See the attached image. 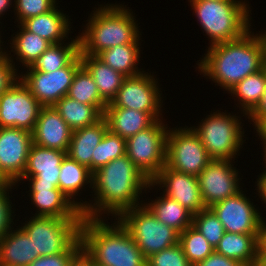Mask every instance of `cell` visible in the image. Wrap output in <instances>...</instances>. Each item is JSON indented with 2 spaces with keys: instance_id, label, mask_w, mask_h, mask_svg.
I'll return each mask as SVG.
<instances>
[{
  "instance_id": "38",
  "label": "cell",
  "mask_w": 266,
  "mask_h": 266,
  "mask_svg": "<svg viewBox=\"0 0 266 266\" xmlns=\"http://www.w3.org/2000/svg\"><path fill=\"white\" fill-rule=\"evenodd\" d=\"M59 0H15L14 23L21 24L28 18L38 16L40 14L53 10ZM17 22V23H16Z\"/></svg>"
},
{
  "instance_id": "30",
  "label": "cell",
  "mask_w": 266,
  "mask_h": 266,
  "mask_svg": "<svg viewBox=\"0 0 266 266\" xmlns=\"http://www.w3.org/2000/svg\"><path fill=\"white\" fill-rule=\"evenodd\" d=\"M266 90V65L256 73L250 74L231 88L227 95L234 100L233 109L246 114L247 116L260 103ZM237 107H236V106Z\"/></svg>"
},
{
  "instance_id": "25",
  "label": "cell",
  "mask_w": 266,
  "mask_h": 266,
  "mask_svg": "<svg viewBox=\"0 0 266 266\" xmlns=\"http://www.w3.org/2000/svg\"><path fill=\"white\" fill-rule=\"evenodd\" d=\"M150 189L154 190L156 196L155 193L152 194L154 196L150 195L149 197L148 195L147 198L144 195L143 204L160 222L173 228L179 234L192 225L193 214L189 210L178 201L164 195L160 190L158 191V188L152 182H150ZM157 193L160 195L157 196ZM151 197L155 198L151 199Z\"/></svg>"
},
{
  "instance_id": "3",
  "label": "cell",
  "mask_w": 266,
  "mask_h": 266,
  "mask_svg": "<svg viewBox=\"0 0 266 266\" xmlns=\"http://www.w3.org/2000/svg\"><path fill=\"white\" fill-rule=\"evenodd\" d=\"M80 240L83 252L96 266H147V259L117 218L83 217Z\"/></svg>"
},
{
  "instance_id": "23",
  "label": "cell",
  "mask_w": 266,
  "mask_h": 266,
  "mask_svg": "<svg viewBox=\"0 0 266 266\" xmlns=\"http://www.w3.org/2000/svg\"><path fill=\"white\" fill-rule=\"evenodd\" d=\"M58 188L82 211L89 204L91 198L92 172L66 155L61 162ZM86 190L90 192L84 198L82 194L84 196V192L87 193ZM87 196L90 198L87 199Z\"/></svg>"
},
{
  "instance_id": "50",
  "label": "cell",
  "mask_w": 266,
  "mask_h": 266,
  "mask_svg": "<svg viewBox=\"0 0 266 266\" xmlns=\"http://www.w3.org/2000/svg\"><path fill=\"white\" fill-rule=\"evenodd\" d=\"M258 139H259V140H258ZM257 140L260 141V142H259V146L262 147V148L259 147L258 149H263V150H260V152L262 151V152H261V155H262V156L260 155V157H261L260 161L263 159L262 161H263L264 163L262 162V166H264V167H262V169H261V167H260V170H265V171H266V137H257ZM260 144H261L262 146H261ZM263 164H264V165H263Z\"/></svg>"
},
{
  "instance_id": "41",
  "label": "cell",
  "mask_w": 266,
  "mask_h": 266,
  "mask_svg": "<svg viewBox=\"0 0 266 266\" xmlns=\"http://www.w3.org/2000/svg\"><path fill=\"white\" fill-rule=\"evenodd\" d=\"M82 250L80 237L61 254L39 256L29 266H69L74 257Z\"/></svg>"
},
{
  "instance_id": "55",
  "label": "cell",
  "mask_w": 266,
  "mask_h": 266,
  "mask_svg": "<svg viewBox=\"0 0 266 266\" xmlns=\"http://www.w3.org/2000/svg\"><path fill=\"white\" fill-rule=\"evenodd\" d=\"M4 44V40L3 39H0V55L3 53V45Z\"/></svg>"
},
{
  "instance_id": "37",
  "label": "cell",
  "mask_w": 266,
  "mask_h": 266,
  "mask_svg": "<svg viewBox=\"0 0 266 266\" xmlns=\"http://www.w3.org/2000/svg\"><path fill=\"white\" fill-rule=\"evenodd\" d=\"M192 226L197 229L215 249L225 233L223 224L210 208L193 215Z\"/></svg>"
},
{
  "instance_id": "4",
  "label": "cell",
  "mask_w": 266,
  "mask_h": 266,
  "mask_svg": "<svg viewBox=\"0 0 266 266\" xmlns=\"http://www.w3.org/2000/svg\"><path fill=\"white\" fill-rule=\"evenodd\" d=\"M97 5L78 32L80 55L98 56L116 45L134 43L142 35L137 15L128 4L116 1Z\"/></svg>"
},
{
  "instance_id": "16",
  "label": "cell",
  "mask_w": 266,
  "mask_h": 266,
  "mask_svg": "<svg viewBox=\"0 0 266 266\" xmlns=\"http://www.w3.org/2000/svg\"><path fill=\"white\" fill-rule=\"evenodd\" d=\"M32 143V132L0 127V170L13 184L23 176Z\"/></svg>"
},
{
  "instance_id": "45",
  "label": "cell",
  "mask_w": 266,
  "mask_h": 266,
  "mask_svg": "<svg viewBox=\"0 0 266 266\" xmlns=\"http://www.w3.org/2000/svg\"><path fill=\"white\" fill-rule=\"evenodd\" d=\"M266 114V90L262 96L260 103L257 107L248 115V127H251L262 115Z\"/></svg>"
},
{
  "instance_id": "36",
  "label": "cell",
  "mask_w": 266,
  "mask_h": 266,
  "mask_svg": "<svg viewBox=\"0 0 266 266\" xmlns=\"http://www.w3.org/2000/svg\"><path fill=\"white\" fill-rule=\"evenodd\" d=\"M126 154V139L106 131L103 139L97 145L92 155V173L110 161Z\"/></svg>"
},
{
  "instance_id": "19",
  "label": "cell",
  "mask_w": 266,
  "mask_h": 266,
  "mask_svg": "<svg viewBox=\"0 0 266 266\" xmlns=\"http://www.w3.org/2000/svg\"><path fill=\"white\" fill-rule=\"evenodd\" d=\"M66 152L31 144L23 176L15 183L27 185H55L58 188L61 162ZM28 182V183H25ZM22 183V184H21ZM20 184V185H19Z\"/></svg>"
},
{
  "instance_id": "35",
  "label": "cell",
  "mask_w": 266,
  "mask_h": 266,
  "mask_svg": "<svg viewBox=\"0 0 266 266\" xmlns=\"http://www.w3.org/2000/svg\"><path fill=\"white\" fill-rule=\"evenodd\" d=\"M179 244L192 266L205 260L215 251L206 238L192 225L179 234Z\"/></svg>"
},
{
  "instance_id": "24",
  "label": "cell",
  "mask_w": 266,
  "mask_h": 266,
  "mask_svg": "<svg viewBox=\"0 0 266 266\" xmlns=\"http://www.w3.org/2000/svg\"><path fill=\"white\" fill-rule=\"evenodd\" d=\"M164 115L165 113H146L117 106H106L103 117L112 133L127 139L150 127L156 120L165 118Z\"/></svg>"
},
{
  "instance_id": "48",
  "label": "cell",
  "mask_w": 266,
  "mask_h": 266,
  "mask_svg": "<svg viewBox=\"0 0 266 266\" xmlns=\"http://www.w3.org/2000/svg\"><path fill=\"white\" fill-rule=\"evenodd\" d=\"M69 266H96L95 263L81 250Z\"/></svg>"
},
{
  "instance_id": "21",
  "label": "cell",
  "mask_w": 266,
  "mask_h": 266,
  "mask_svg": "<svg viewBox=\"0 0 266 266\" xmlns=\"http://www.w3.org/2000/svg\"><path fill=\"white\" fill-rule=\"evenodd\" d=\"M14 26H16L14 27L15 30L10 29L12 30L11 38L7 43L4 41L3 52L7 54L16 70L20 72L28 68L51 43L41 36L29 32L21 24H16Z\"/></svg>"
},
{
  "instance_id": "49",
  "label": "cell",
  "mask_w": 266,
  "mask_h": 266,
  "mask_svg": "<svg viewBox=\"0 0 266 266\" xmlns=\"http://www.w3.org/2000/svg\"><path fill=\"white\" fill-rule=\"evenodd\" d=\"M255 137H266V114L262 115L253 125Z\"/></svg>"
},
{
  "instance_id": "51",
  "label": "cell",
  "mask_w": 266,
  "mask_h": 266,
  "mask_svg": "<svg viewBox=\"0 0 266 266\" xmlns=\"http://www.w3.org/2000/svg\"><path fill=\"white\" fill-rule=\"evenodd\" d=\"M12 185L13 183L0 170V190L5 189V188H10Z\"/></svg>"
},
{
  "instance_id": "47",
  "label": "cell",
  "mask_w": 266,
  "mask_h": 266,
  "mask_svg": "<svg viewBox=\"0 0 266 266\" xmlns=\"http://www.w3.org/2000/svg\"><path fill=\"white\" fill-rule=\"evenodd\" d=\"M266 216L263 215L260 222V230H259V254H266Z\"/></svg>"
},
{
  "instance_id": "42",
  "label": "cell",
  "mask_w": 266,
  "mask_h": 266,
  "mask_svg": "<svg viewBox=\"0 0 266 266\" xmlns=\"http://www.w3.org/2000/svg\"><path fill=\"white\" fill-rule=\"evenodd\" d=\"M19 79V72L6 53L0 55V95L8 91Z\"/></svg>"
},
{
  "instance_id": "32",
  "label": "cell",
  "mask_w": 266,
  "mask_h": 266,
  "mask_svg": "<svg viewBox=\"0 0 266 266\" xmlns=\"http://www.w3.org/2000/svg\"><path fill=\"white\" fill-rule=\"evenodd\" d=\"M80 59L82 66L93 77L100 96L107 103L112 102L125 76L107 65L97 55H80Z\"/></svg>"
},
{
  "instance_id": "52",
  "label": "cell",
  "mask_w": 266,
  "mask_h": 266,
  "mask_svg": "<svg viewBox=\"0 0 266 266\" xmlns=\"http://www.w3.org/2000/svg\"><path fill=\"white\" fill-rule=\"evenodd\" d=\"M257 266H266V254H259Z\"/></svg>"
},
{
  "instance_id": "46",
  "label": "cell",
  "mask_w": 266,
  "mask_h": 266,
  "mask_svg": "<svg viewBox=\"0 0 266 266\" xmlns=\"http://www.w3.org/2000/svg\"><path fill=\"white\" fill-rule=\"evenodd\" d=\"M12 9V10H11ZM15 0H0V24L4 25L1 21L6 19L7 14L9 18V13H14ZM11 11V12H10ZM8 12V13H7Z\"/></svg>"
},
{
  "instance_id": "27",
  "label": "cell",
  "mask_w": 266,
  "mask_h": 266,
  "mask_svg": "<svg viewBox=\"0 0 266 266\" xmlns=\"http://www.w3.org/2000/svg\"><path fill=\"white\" fill-rule=\"evenodd\" d=\"M34 260L33 241L16 224L0 239V264L3 266H29Z\"/></svg>"
},
{
  "instance_id": "11",
  "label": "cell",
  "mask_w": 266,
  "mask_h": 266,
  "mask_svg": "<svg viewBox=\"0 0 266 266\" xmlns=\"http://www.w3.org/2000/svg\"><path fill=\"white\" fill-rule=\"evenodd\" d=\"M154 74L156 72L147 69L136 76L125 77L116 97L107 106L146 113H164L166 96H163L162 92L165 93V90L161 87L162 84L157 74Z\"/></svg>"
},
{
  "instance_id": "26",
  "label": "cell",
  "mask_w": 266,
  "mask_h": 266,
  "mask_svg": "<svg viewBox=\"0 0 266 266\" xmlns=\"http://www.w3.org/2000/svg\"><path fill=\"white\" fill-rule=\"evenodd\" d=\"M107 130L108 124L104 117L93 125L73 130L66 155L92 172L93 151Z\"/></svg>"
},
{
  "instance_id": "28",
  "label": "cell",
  "mask_w": 266,
  "mask_h": 266,
  "mask_svg": "<svg viewBox=\"0 0 266 266\" xmlns=\"http://www.w3.org/2000/svg\"><path fill=\"white\" fill-rule=\"evenodd\" d=\"M142 37L141 35L134 43L116 45L115 47L104 50L98 57L125 77L136 76L145 71V68L140 64V61L144 60L141 59L144 48L142 47L144 44H141L144 41Z\"/></svg>"
},
{
  "instance_id": "1",
  "label": "cell",
  "mask_w": 266,
  "mask_h": 266,
  "mask_svg": "<svg viewBox=\"0 0 266 266\" xmlns=\"http://www.w3.org/2000/svg\"><path fill=\"white\" fill-rule=\"evenodd\" d=\"M150 182L125 154L92 173L91 199L81 213L85 218H118L143 204V195L154 193Z\"/></svg>"
},
{
  "instance_id": "15",
  "label": "cell",
  "mask_w": 266,
  "mask_h": 266,
  "mask_svg": "<svg viewBox=\"0 0 266 266\" xmlns=\"http://www.w3.org/2000/svg\"><path fill=\"white\" fill-rule=\"evenodd\" d=\"M42 107L18 79L8 91L0 95V127L21 128L33 132Z\"/></svg>"
},
{
  "instance_id": "40",
  "label": "cell",
  "mask_w": 266,
  "mask_h": 266,
  "mask_svg": "<svg viewBox=\"0 0 266 266\" xmlns=\"http://www.w3.org/2000/svg\"><path fill=\"white\" fill-rule=\"evenodd\" d=\"M147 266H192L178 243L147 258Z\"/></svg>"
},
{
  "instance_id": "44",
  "label": "cell",
  "mask_w": 266,
  "mask_h": 266,
  "mask_svg": "<svg viewBox=\"0 0 266 266\" xmlns=\"http://www.w3.org/2000/svg\"><path fill=\"white\" fill-rule=\"evenodd\" d=\"M262 172L259 173L257 176L255 175L256 178V181H255V187L253 186L254 191L256 190V193L254 192L253 194L255 196H252L254 197L253 199H255L257 196L258 198L255 199V201L257 200L258 203L259 202V198H260V201H261V204L264 206L263 210H260L261 211V214L263 215V212L264 210L266 211V171L265 170H261ZM257 186V187H256Z\"/></svg>"
},
{
  "instance_id": "14",
  "label": "cell",
  "mask_w": 266,
  "mask_h": 266,
  "mask_svg": "<svg viewBox=\"0 0 266 266\" xmlns=\"http://www.w3.org/2000/svg\"><path fill=\"white\" fill-rule=\"evenodd\" d=\"M81 66L79 53L66 67L49 73L20 71L19 79L42 106H53L67 95L73 77Z\"/></svg>"
},
{
  "instance_id": "6",
  "label": "cell",
  "mask_w": 266,
  "mask_h": 266,
  "mask_svg": "<svg viewBox=\"0 0 266 266\" xmlns=\"http://www.w3.org/2000/svg\"><path fill=\"white\" fill-rule=\"evenodd\" d=\"M219 109L215 108L209 114L206 112L202 120L196 121L198 124L189 125L202 141L211 159L238 161L242 149L243 152L245 150L243 145L248 143L245 142L246 139L249 140L245 134L247 129H244L248 116L239 110L230 113L226 109ZM243 116L245 120L242 119Z\"/></svg>"
},
{
  "instance_id": "20",
  "label": "cell",
  "mask_w": 266,
  "mask_h": 266,
  "mask_svg": "<svg viewBox=\"0 0 266 266\" xmlns=\"http://www.w3.org/2000/svg\"><path fill=\"white\" fill-rule=\"evenodd\" d=\"M72 131L54 106H43L32 132L33 143L67 152Z\"/></svg>"
},
{
  "instance_id": "18",
  "label": "cell",
  "mask_w": 266,
  "mask_h": 266,
  "mask_svg": "<svg viewBox=\"0 0 266 266\" xmlns=\"http://www.w3.org/2000/svg\"><path fill=\"white\" fill-rule=\"evenodd\" d=\"M26 186V187H25ZM24 198L29 197L31 216L60 217V218H83L81 210L55 185H22ZM29 190H28V188ZM23 190H26L24 193ZM28 190V191H27ZM31 202V203H30ZM32 206V208H31Z\"/></svg>"
},
{
  "instance_id": "17",
  "label": "cell",
  "mask_w": 266,
  "mask_h": 266,
  "mask_svg": "<svg viewBox=\"0 0 266 266\" xmlns=\"http://www.w3.org/2000/svg\"><path fill=\"white\" fill-rule=\"evenodd\" d=\"M151 182L164 195L178 201L193 215L206 209L197 176L174 170L165 165Z\"/></svg>"
},
{
  "instance_id": "39",
  "label": "cell",
  "mask_w": 266,
  "mask_h": 266,
  "mask_svg": "<svg viewBox=\"0 0 266 266\" xmlns=\"http://www.w3.org/2000/svg\"><path fill=\"white\" fill-rule=\"evenodd\" d=\"M12 189L18 190L15 184L10 188L0 190V239L17 224V219H15L17 218L15 209L17 204H15L14 197L17 195L12 194L14 192Z\"/></svg>"
},
{
  "instance_id": "13",
  "label": "cell",
  "mask_w": 266,
  "mask_h": 266,
  "mask_svg": "<svg viewBox=\"0 0 266 266\" xmlns=\"http://www.w3.org/2000/svg\"><path fill=\"white\" fill-rule=\"evenodd\" d=\"M246 189L209 207L223 224L225 232L259 234L263 217L260 207L263 206L255 204L250 198L253 194L247 193L249 191Z\"/></svg>"
},
{
  "instance_id": "8",
  "label": "cell",
  "mask_w": 266,
  "mask_h": 266,
  "mask_svg": "<svg viewBox=\"0 0 266 266\" xmlns=\"http://www.w3.org/2000/svg\"><path fill=\"white\" fill-rule=\"evenodd\" d=\"M117 219L146 259L179 243V233L160 222L144 204L125 210Z\"/></svg>"
},
{
  "instance_id": "29",
  "label": "cell",
  "mask_w": 266,
  "mask_h": 266,
  "mask_svg": "<svg viewBox=\"0 0 266 266\" xmlns=\"http://www.w3.org/2000/svg\"><path fill=\"white\" fill-rule=\"evenodd\" d=\"M259 234L225 232L215 251L244 266H257L259 256Z\"/></svg>"
},
{
  "instance_id": "33",
  "label": "cell",
  "mask_w": 266,
  "mask_h": 266,
  "mask_svg": "<svg viewBox=\"0 0 266 266\" xmlns=\"http://www.w3.org/2000/svg\"><path fill=\"white\" fill-rule=\"evenodd\" d=\"M53 106L72 130L93 125L103 117L95 106L80 103L67 95Z\"/></svg>"
},
{
  "instance_id": "31",
  "label": "cell",
  "mask_w": 266,
  "mask_h": 266,
  "mask_svg": "<svg viewBox=\"0 0 266 266\" xmlns=\"http://www.w3.org/2000/svg\"><path fill=\"white\" fill-rule=\"evenodd\" d=\"M74 35L63 43L51 44L28 68L22 71L49 73L66 67L80 53V39L76 33Z\"/></svg>"
},
{
  "instance_id": "43",
  "label": "cell",
  "mask_w": 266,
  "mask_h": 266,
  "mask_svg": "<svg viewBox=\"0 0 266 266\" xmlns=\"http://www.w3.org/2000/svg\"><path fill=\"white\" fill-rule=\"evenodd\" d=\"M195 266H244L240 262L227 258L214 251L205 260L200 261Z\"/></svg>"
},
{
  "instance_id": "53",
  "label": "cell",
  "mask_w": 266,
  "mask_h": 266,
  "mask_svg": "<svg viewBox=\"0 0 266 266\" xmlns=\"http://www.w3.org/2000/svg\"><path fill=\"white\" fill-rule=\"evenodd\" d=\"M0 39H3L4 38V40H5V38H7V36L5 37V36H3V35H6V34H4V29H5V27H6V25H4V27L2 26V24H0ZM3 28V29H2ZM2 29V30H1ZM3 32V33H2Z\"/></svg>"
},
{
  "instance_id": "9",
  "label": "cell",
  "mask_w": 266,
  "mask_h": 266,
  "mask_svg": "<svg viewBox=\"0 0 266 266\" xmlns=\"http://www.w3.org/2000/svg\"><path fill=\"white\" fill-rule=\"evenodd\" d=\"M166 122L169 121L158 119L126 139V155L150 181L166 164V140L170 128Z\"/></svg>"
},
{
  "instance_id": "34",
  "label": "cell",
  "mask_w": 266,
  "mask_h": 266,
  "mask_svg": "<svg viewBox=\"0 0 266 266\" xmlns=\"http://www.w3.org/2000/svg\"><path fill=\"white\" fill-rule=\"evenodd\" d=\"M67 96L80 103L95 106L102 114L108 104L100 96L93 77L83 66L76 71Z\"/></svg>"
},
{
  "instance_id": "54",
  "label": "cell",
  "mask_w": 266,
  "mask_h": 266,
  "mask_svg": "<svg viewBox=\"0 0 266 266\" xmlns=\"http://www.w3.org/2000/svg\"><path fill=\"white\" fill-rule=\"evenodd\" d=\"M260 33H261L262 37L264 38L265 45H266V28L265 29L262 28V30L260 31Z\"/></svg>"
},
{
  "instance_id": "10",
  "label": "cell",
  "mask_w": 266,
  "mask_h": 266,
  "mask_svg": "<svg viewBox=\"0 0 266 266\" xmlns=\"http://www.w3.org/2000/svg\"><path fill=\"white\" fill-rule=\"evenodd\" d=\"M170 126L166 140V166L198 176L212 160L198 135L189 125Z\"/></svg>"
},
{
  "instance_id": "22",
  "label": "cell",
  "mask_w": 266,
  "mask_h": 266,
  "mask_svg": "<svg viewBox=\"0 0 266 266\" xmlns=\"http://www.w3.org/2000/svg\"><path fill=\"white\" fill-rule=\"evenodd\" d=\"M63 9L58 4L53 10L28 18L21 25L29 32L41 36L51 44L63 43L73 37L71 34L75 30L73 22H71L74 21L71 19L72 16H69V13L67 15Z\"/></svg>"
},
{
  "instance_id": "7",
  "label": "cell",
  "mask_w": 266,
  "mask_h": 266,
  "mask_svg": "<svg viewBox=\"0 0 266 266\" xmlns=\"http://www.w3.org/2000/svg\"><path fill=\"white\" fill-rule=\"evenodd\" d=\"M17 216L16 219L19 221L17 225H19L33 241L35 246V259L39 256L64 253L80 237L82 218L31 215H29V217L26 214L25 218L22 220L19 213Z\"/></svg>"
},
{
  "instance_id": "12",
  "label": "cell",
  "mask_w": 266,
  "mask_h": 266,
  "mask_svg": "<svg viewBox=\"0 0 266 266\" xmlns=\"http://www.w3.org/2000/svg\"><path fill=\"white\" fill-rule=\"evenodd\" d=\"M235 160L212 159L197 176L206 208L242 191L245 184ZM234 163V164H233ZM242 181V182H241Z\"/></svg>"
},
{
  "instance_id": "2",
  "label": "cell",
  "mask_w": 266,
  "mask_h": 266,
  "mask_svg": "<svg viewBox=\"0 0 266 266\" xmlns=\"http://www.w3.org/2000/svg\"><path fill=\"white\" fill-rule=\"evenodd\" d=\"M255 29L236 40L207 47L194 67L197 74L226 94L245 77L261 70L266 65V45Z\"/></svg>"
},
{
  "instance_id": "5",
  "label": "cell",
  "mask_w": 266,
  "mask_h": 266,
  "mask_svg": "<svg viewBox=\"0 0 266 266\" xmlns=\"http://www.w3.org/2000/svg\"><path fill=\"white\" fill-rule=\"evenodd\" d=\"M192 15L208 46L242 37L253 26L252 6L248 0H188Z\"/></svg>"
}]
</instances>
